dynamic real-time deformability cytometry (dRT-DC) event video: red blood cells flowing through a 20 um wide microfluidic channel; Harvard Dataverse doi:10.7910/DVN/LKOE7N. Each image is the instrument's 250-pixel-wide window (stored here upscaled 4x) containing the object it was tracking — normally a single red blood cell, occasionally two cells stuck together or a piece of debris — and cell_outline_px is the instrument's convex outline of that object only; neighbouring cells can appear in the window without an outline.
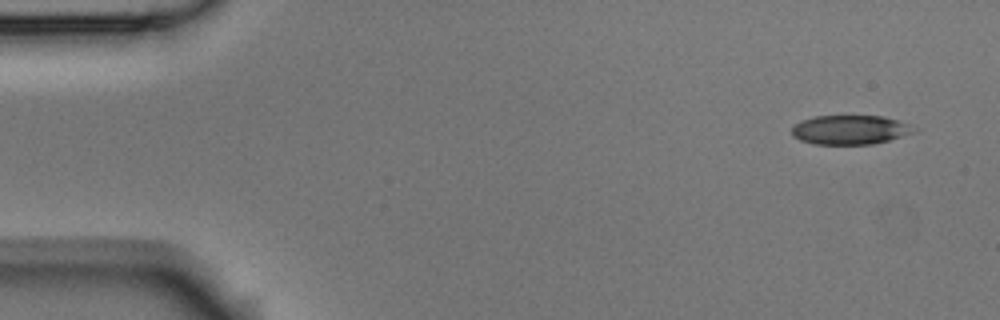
{"species": "Egyptian fruit bat (a non-hibernating species)", "species_latin": "Rousettus aegyptiacus", "temperature_condition": "room temperature", "stored_images_in_passage": 4, "camera_frame_rate_fps": 3000, "um_per_image_px": 0.085, "animal": {"sex": "male"}, "frame": {"image": 1, "passage_image": 1, "time_ms": 0.0, "image_size_px": [1000, 320], "cell_outline_px": [[920, 128], [912, 132], [888, 140], [872, 144], [816, 144], [800, 140], [792, 136], [792, 128], [800, 120], [816, 116], [884, 116], [900, 120]], "centroid_in_image_um": [72.27, 11.02], "position_along_channel_um": 12.7, "area_um2": 20.81}}